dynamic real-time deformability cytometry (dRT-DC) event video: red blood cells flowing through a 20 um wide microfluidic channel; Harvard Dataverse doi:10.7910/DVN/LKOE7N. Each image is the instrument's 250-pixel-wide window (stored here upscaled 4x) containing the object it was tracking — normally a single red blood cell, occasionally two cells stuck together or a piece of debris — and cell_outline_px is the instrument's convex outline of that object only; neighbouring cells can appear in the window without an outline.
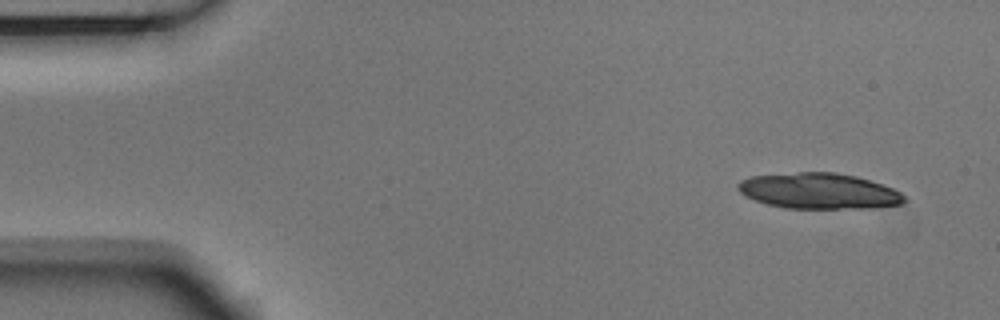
{"species": "Egyptian fruit bat (a non-hibernating species)", "species_latin": "Rousettus aegyptiacus", "temperature_condition": "room temperature", "stored_images_in_passage": 8, "camera_frame_rate_fps": 3000, "um_per_image_px": 0.085, "animal": {"sex": "male"}, "frame": {"image": 1, "passage_image": 1, "time_ms": 0.0, "image_size_px": [1000, 320], "cell_outline_px": [[908, 200], [900, 204], [872, 208], [784, 208], [768, 204], [756, 200], [740, 192], [736, 188], [736, 184], [740, 180], [752, 176], [800, 172], [836, 172], [856, 176], [892, 188], [900, 192]], "centroid_in_image_um": [69.6, 16.23], "position_along_channel_um": 15.4, "area_um2": 34.51}}
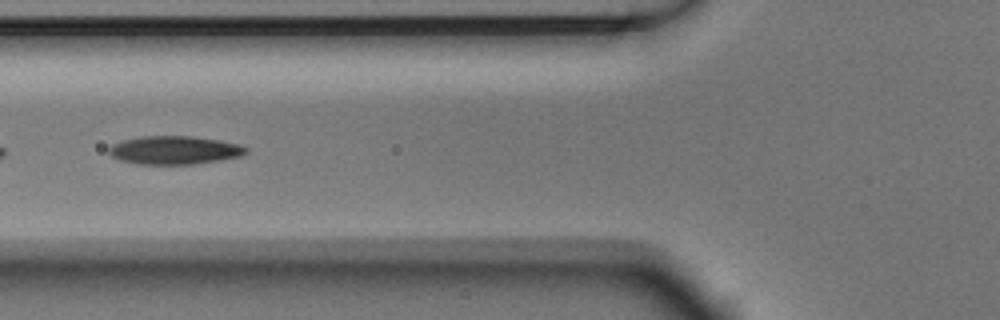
{"frame": {"image": 2, "passage_image": 6, "time_ms": 1.667, "image_size_px": [1000, 320], "cell_outline_px": [[248, 152], [240, 156], [220, 160], [196, 164], [140, 164], [120, 160], [112, 156], [108, 152], [108, 148], [112, 144], [124, 140], [144, 136], [188, 136], [216, 140], [240, 144], [248, 148]], "centroid_in_image_um": [14.83, 12.77], "position_along_channel_um": 111.0, "area_um2": 22.48}}
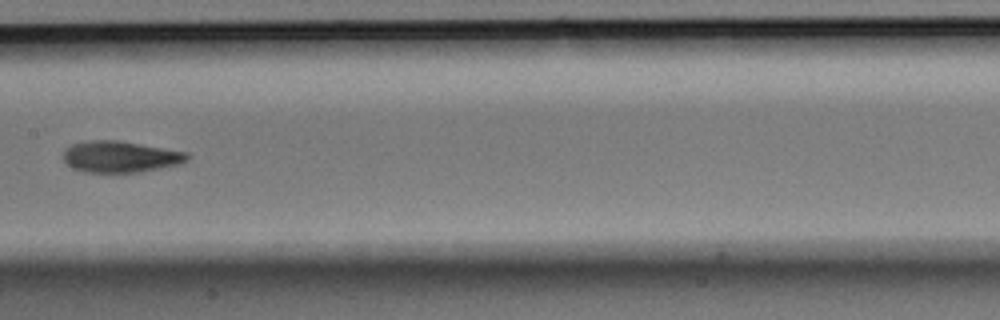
{"frame": {"image": 3, "passage_image": 8, "time_ms": 2.333, "image_size_px": [1000, 320], "cell_outline_px": [[188, 160], [180, 164], [140, 172], [84, 172], [72, 168], [64, 160], [64, 152], [72, 144], [92, 140], [120, 140], [188, 152]], "centroid_in_image_um": [10.26, 13.32], "position_along_channel_um": 197.1, "area_um2": 22.6}}